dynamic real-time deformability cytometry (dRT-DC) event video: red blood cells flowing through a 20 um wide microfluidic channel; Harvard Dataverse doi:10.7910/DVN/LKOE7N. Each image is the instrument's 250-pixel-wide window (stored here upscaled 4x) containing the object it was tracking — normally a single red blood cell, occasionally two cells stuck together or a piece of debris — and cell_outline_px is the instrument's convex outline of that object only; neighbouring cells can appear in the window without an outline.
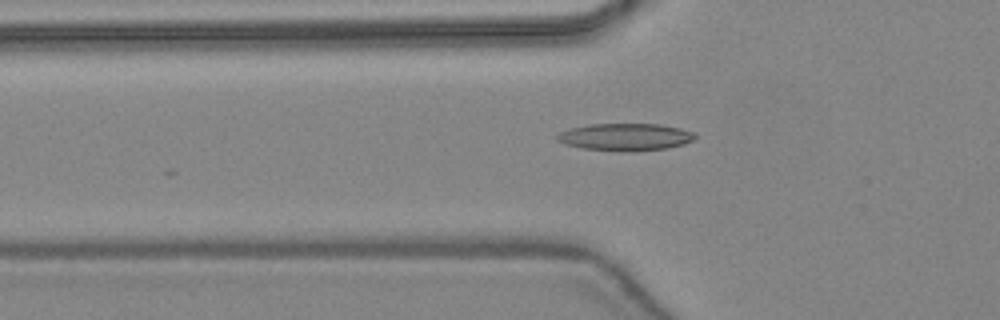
{"species": "common noctule bat (a hibernating species)", "species_latin": "Nyctalus noctula", "temperature_condition": "warm", "stored_images_in_passage": 21, "camera_frame_rate_fps": 3000, "um_per_image_px": 0.085, "animal": {"sex": "female", "body_mass_g": 24.6, "forearm_length_mm": 56.2}, "frame": {"image": 1, "passage_image": 17, "time_ms": 5.333, "image_size_px": [1000, 320], "cell_outline_px": [[696, 136], [692, 140], [684, 144], [668, 148], [632, 152], [628, 152], [584, 148], [564, 144], [556, 140], [556, 136], [560, 132], [572, 128], [588, 124], [660, 124], [680, 128], [692, 132]], "centroid_in_image_um": [53.15, 11.65], "position_along_channel_um": 72.6, "area_um2": 21.91}}
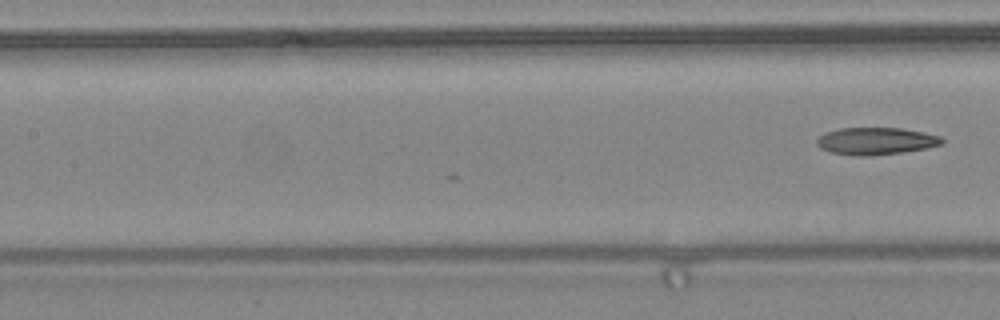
{"frame": {"image": 2, "passage_image": 21, "time_ms": 6.667, "image_size_px": [1000, 320], "cell_outline_px": [[944, 140], [940, 144], [928, 148], [904, 152], [868, 156], [852, 156], [828, 152], [820, 148], [816, 144], [816, 140], [824, 132], [840, 128], [900, 128], [924, 132], [940, 136]], "centroid_in_image_um": [74.41, 12.0], "position_along_channel_um": 133.0, "area_um2": 20.06}}